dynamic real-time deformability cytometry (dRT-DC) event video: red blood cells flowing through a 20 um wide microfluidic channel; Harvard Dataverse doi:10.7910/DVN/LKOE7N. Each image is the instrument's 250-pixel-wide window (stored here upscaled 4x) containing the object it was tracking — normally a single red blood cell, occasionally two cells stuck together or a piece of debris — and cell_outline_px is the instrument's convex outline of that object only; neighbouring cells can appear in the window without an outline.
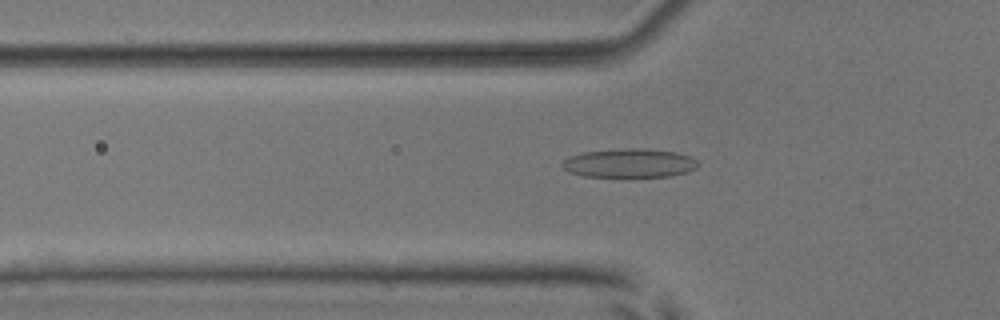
{"species": "common noctule bat (a hibernating species)", "species_latin": "Nyctalus noctula", "temperature_condition": "room temperature", "stored_images_in_passage": 52, "camera_frame_rate_fps": 3000, "um_per_image_px": 0.085, "animal": {"sex": "male", "body_mass_g": 17.9, "forearm_length_mm": 54.2}, "frame": {"image": 1, "passage_image": 18, "time_ms": 5.667, "image_size_px": [1000, 320], "cell_outline_px": [[700, 164], [696, 168], [688, 172], [668, 176], [584, 176], [568, 172], [560, 164], [568, 156], [584, 152], [624, 148], [644, 148], [676, 152], [692, 156]], "centroid_in_image_um": [53.51, 13.85], "position_along_channel_um": 72.3, "area_um2": 22.89}}
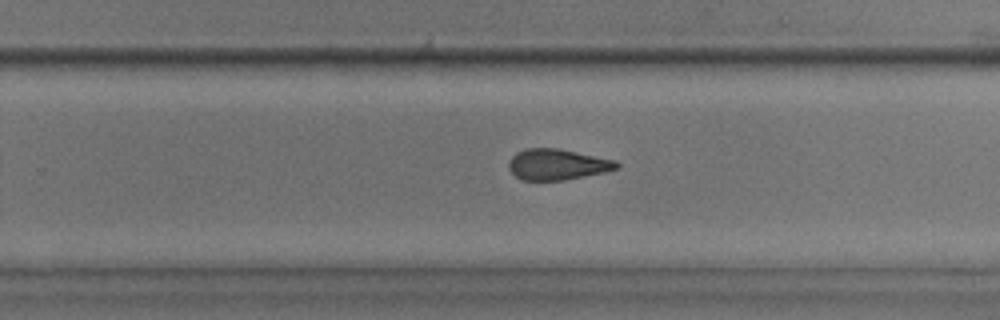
{"frame": {"image": 2, "passage_image": 34, "time_ms": 11.0, "image_size_px": [1000, 320], "cell_outline_px": [[620, 168], [604, 172], [564, 180], [520, 180], [508, 168], [508, 164], [512, 156], [516, 152], [524, 148], [560, 148], [616, 160], [620, 164]], "centroid_in_image_um": [47.38, 13.97], "position_along_channel_um": 282.4, "area_um2": 19.59}}
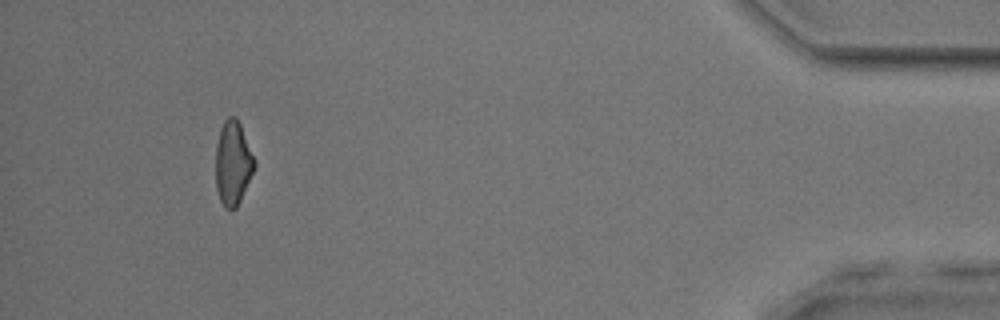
{"frame": {"image": 3, "passage_image": 49, "time_ms": 16.0, "image_size_px": [1000, 320], "cell_outline_px": [[256, 164], [240, 200], [236, 208], [224, 208], [220, 200], [216, 188], [216, 144], [220, 128], [224, 120], [228, 116], [236, 116], [240, 124], [256, 160]], "centroid_in_image_um": [19.79, 13.82], "position_along_channel_um": 415.4, "area_um2": 18.96}, "authors_computed_cell_mechanics": {"area_um2": 20.519, "velocity_mm_per_s": 3.949, "shape_relaxation_time_tau1_ms": 7.7418, "shape_relaxation_time_tau2_ms": 2.452, "deformation_change_tau1": 0.1928, "deformation_change_tau2": 0.1056}}